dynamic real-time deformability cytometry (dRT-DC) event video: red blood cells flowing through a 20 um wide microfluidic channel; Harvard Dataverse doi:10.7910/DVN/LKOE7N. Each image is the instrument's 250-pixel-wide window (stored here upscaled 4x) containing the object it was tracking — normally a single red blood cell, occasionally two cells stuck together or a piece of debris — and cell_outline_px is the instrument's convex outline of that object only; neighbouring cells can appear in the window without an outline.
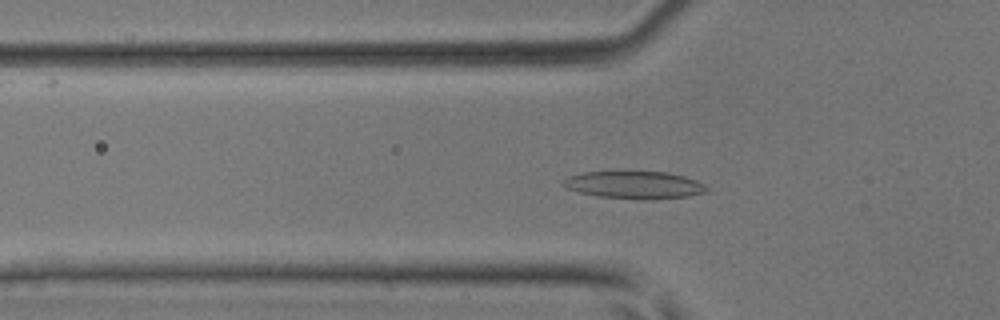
{"species": "common noctule bat (a hibernating species)", "species_latin": "Nyctalus noctula", "temperature_condition": "room temperature", "stored_images_in_passage": 44, "camera_frame_rate_fps": 3000, "um_per_image_px": 0.085, "animal": {"sex": "male", "body_mass_g": 17.9, "forearm_length_mm": 54.2}, "frame": {"image": 1, "passage_image": 15, "time_ms": 4.667, "image_size_px": [1000, 320], "cell_outline_px": [[708, 192], [688, 196], [648, 200], [644, 200], [600, 196], [580, 192], [568, 188], [560, 184], [560, 180], [568, 176], [584, 172], [668, 172], [684, 176], [696, 180], [704, 184], [708, 188]], "centroid_in_image_um": [53.93, 15.72], "position_along_channel_um": 71.9, "area_um2": 23.0}}
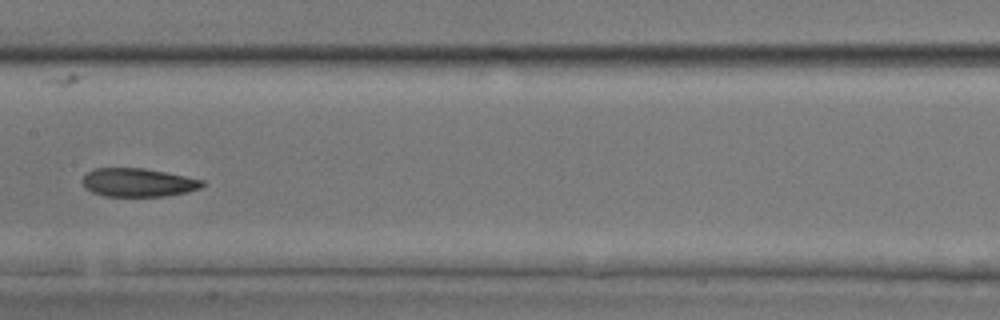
{"frame": {"image": 2, "passage_image": 23, "time_ms": 7.333, "image_size_px": [1000, 320], "cell_outline_px": [[204, 184], [200, 188], [188, 192], [164, 196], [104, 196], [92, 192], [84, 188], [80, 180], [92, 168], [144, 168], [204, 180]], "centroid_in_image_um": [11.69, 15.51], "position_along_channel_um": 195.7, "area_um2": 19.94}}
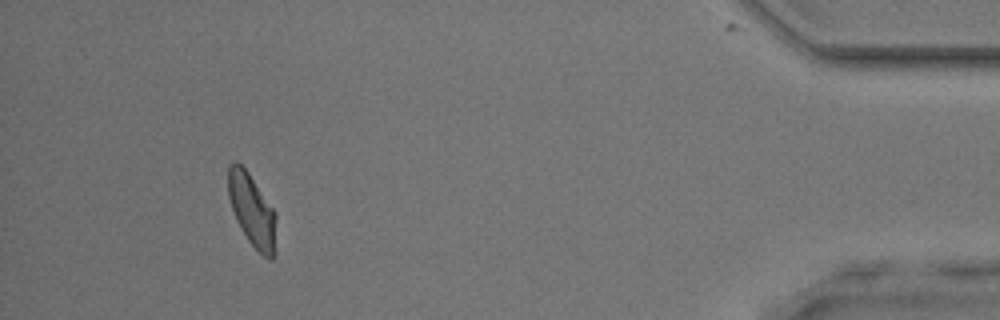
{"frame": {"image": 3, "passage_image": 41, "time_ms": 13.333, "image_size_px": [1000, 320], "cell_outline_px": [[276, 252], [272, 260], [268, 260], [248, 240], [240, 228], [236, 220], [228, 196], [228, 164], [236, 160], [248, 172], [276, 212]], "centroid_in_image_um": [21.44, 17.89], "position_along_channel_um": 413.8, "area_um2": 20.46}}